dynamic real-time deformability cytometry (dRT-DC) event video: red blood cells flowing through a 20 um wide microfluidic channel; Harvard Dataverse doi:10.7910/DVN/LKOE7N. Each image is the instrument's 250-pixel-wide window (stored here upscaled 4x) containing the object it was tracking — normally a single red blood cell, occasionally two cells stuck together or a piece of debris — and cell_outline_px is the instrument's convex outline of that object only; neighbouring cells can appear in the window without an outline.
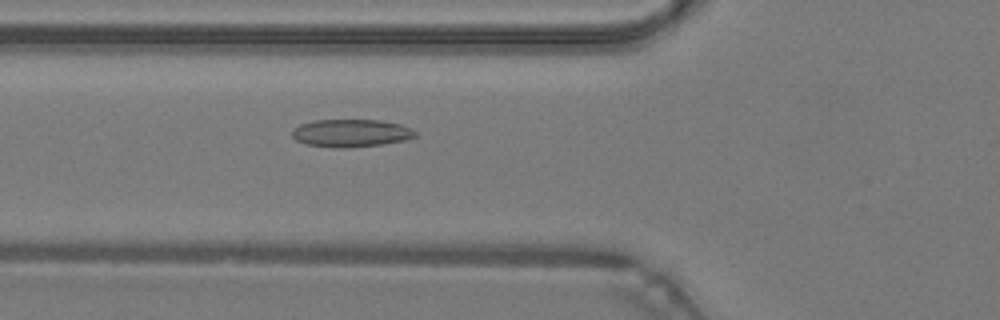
{"species": "common noctule bat (a hibernating species)", "species_latin": "Nyctalus noctula", "temperature_condition": "warm", "stored_images_in_passage": 48, "camera_frame_rate_fps": 3000, "um_per_image_px": 0.085, "animal": {"sex": "male", "body_mass_g": 19.2, "forearm_length_mm": 51.8}, "frame": {"image": 1, "passage_image": 18, "time_ms": 5.667, "image_size_px": [1000, 320], "cell_outline_px": [[416, 136], [404, 140], [380, 144], [340, 148], [304, 144], [296, 140], [292, 136], [292, 128], [300, 124], [316, 120], [380, 120], [400, 124], [412, 128], [416, 132]], "centroid_in_image_um": [29.81, 11.3], "position_along_channel_um": 96.0, "area_um2": 19.77}}
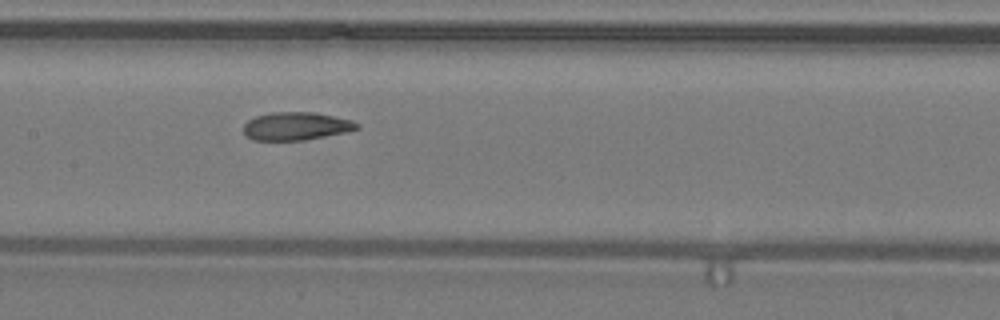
{"frame": {"image": 2, "passage_image": 24, "time_ms": 7.667, "image_size_px": [1000, 320], "cell_outline_px": [[360, 128], [348, 132], [304, 140], [252, 140], [244, 132], [244, 124], [248, 120], [256, 116], [272, 112], [312, 112], [352, 120], [360, 124]], "centroid_in_image_um": [25.2, 10.72], "position_along_channel_um": 182.2, "area_um2": 18.5}}
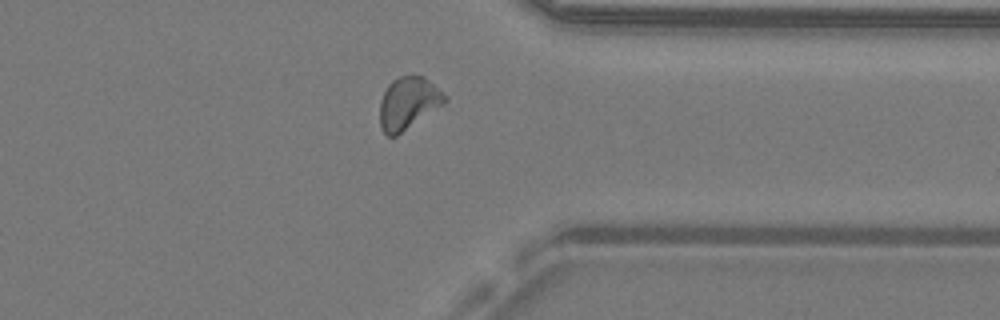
{"frame": {"image": 3, "passage_image": 38, "time_ms": 12.333, "image_size_px": [1000, 320], "cell_outline_px": [[448, 100], [444, 104], [396, 136], [388, 136], [384, 132], [380, 124], [380, 100], [388, 84], [392, 80], [400, 76], [424, 76], [448, 96]], "centroid_in_image_um": [34.71, 8.75], "position_along_channel_um": 376.7, "area_um2": 19.71}, "authors_computed_cell_mechanics": {"area_um2": 19.4497, "velocity_mm_per_s": 4.2883, "shape_relaxation_time_tau1_ms": null, "shape_relaxation_time_tau2_ms": 2.3697, "deformation_change_tau1": null, "deformation_change_tau2": 0.1012}}